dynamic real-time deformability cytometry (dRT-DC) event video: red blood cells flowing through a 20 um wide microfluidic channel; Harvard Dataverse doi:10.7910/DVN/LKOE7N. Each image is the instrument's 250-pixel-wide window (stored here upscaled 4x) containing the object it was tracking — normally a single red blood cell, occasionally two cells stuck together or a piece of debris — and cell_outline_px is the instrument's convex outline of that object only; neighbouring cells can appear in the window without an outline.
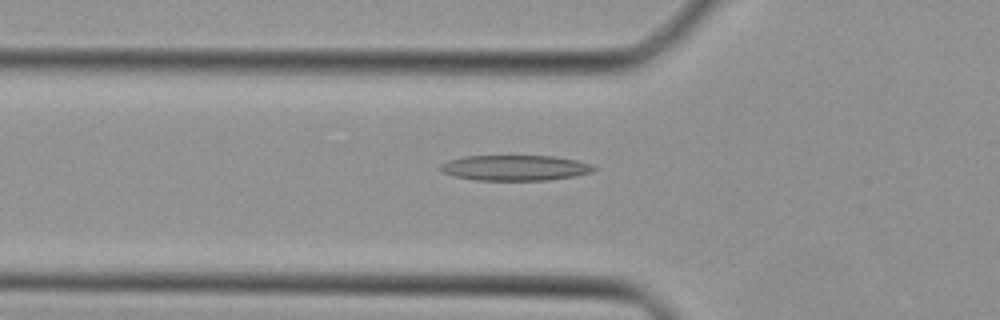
{"species": "Egyptian fruit bat (a non-hibernating species)", "species_latin": "Rousettus aegyptiacus", "temperature_condition": "cold", "stored_images_in_passage": 40, "camera_frame_rate_fps": 3000, "um_per_image_px": 0.085, "animal": {"sex": "female"}, "frame": {"image": 1, "passage_image": 11, "time_ms": 3.333, "image_size_px": [1000, 320], "cell_outline_px": [[596, 168], [592, 172], [572, 176], [548, 180], [476, 180], [452, 176], [444, 172], [440, 168], [440, 164], [448, 160], [464, 156], [552, 156], [576, 160], [588, 164]], "centroid_in_image_um": [43.72, 14.26], "position_along_channel_um": 82.1, "area_um2": 22.54}}
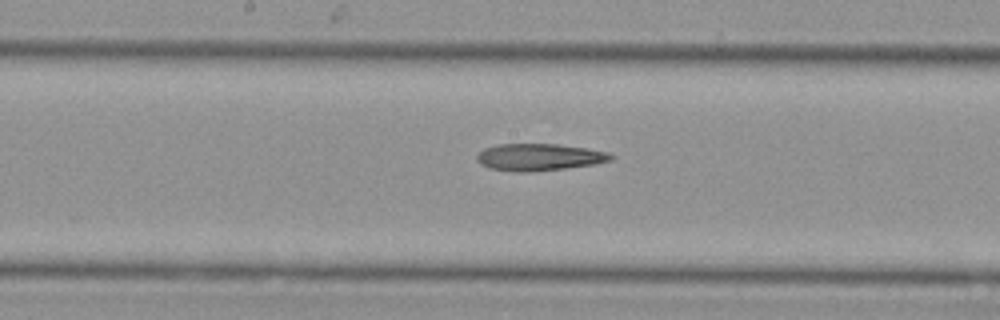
{"frame": {"image": 2, "passage_image": 19, "time_ms": 6.0, "image_size_px": [1000, 320], "cell_outline_px": [[616, 156], [612, 160], [596, 164], [532, 172], [520, 172], [488, 168], [480, 164], [476, 160], [476, 156], [484, 148], [496, 144], [556, 144], [588, 148], [608, 152]], "centroid_in_image_um": [45.84, 13.35], "position_along_channel_um": 202.4, "area_um2": 21.27}}
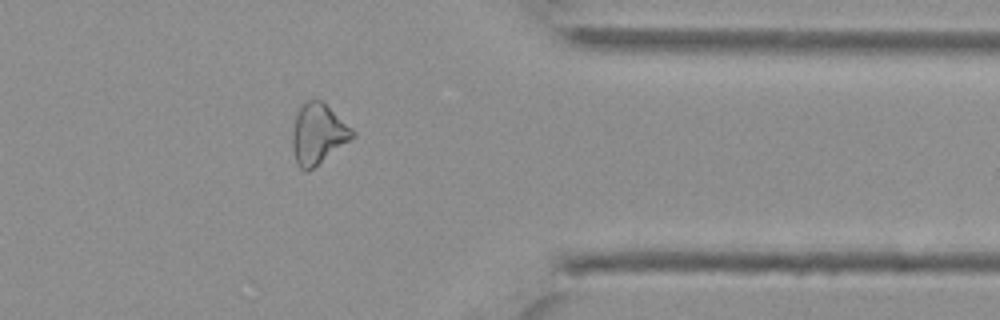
{"frame": {"image": 3, "passage_image": 32, "time_ms": 10.333, "image_size_px": [1000, 320], "cell_outline_px": [[356, 136], [308, 172], [300, 168], [296, 160], [292, 148], [292, 132], [296, 116], [300, 104], [308, 100], [320, 100], [352, 128], [356, 132]], "centroid_in_image_um": [27.03, 11.39], "position_along_channel_um": 384.4, "area_um2": 20.98}}